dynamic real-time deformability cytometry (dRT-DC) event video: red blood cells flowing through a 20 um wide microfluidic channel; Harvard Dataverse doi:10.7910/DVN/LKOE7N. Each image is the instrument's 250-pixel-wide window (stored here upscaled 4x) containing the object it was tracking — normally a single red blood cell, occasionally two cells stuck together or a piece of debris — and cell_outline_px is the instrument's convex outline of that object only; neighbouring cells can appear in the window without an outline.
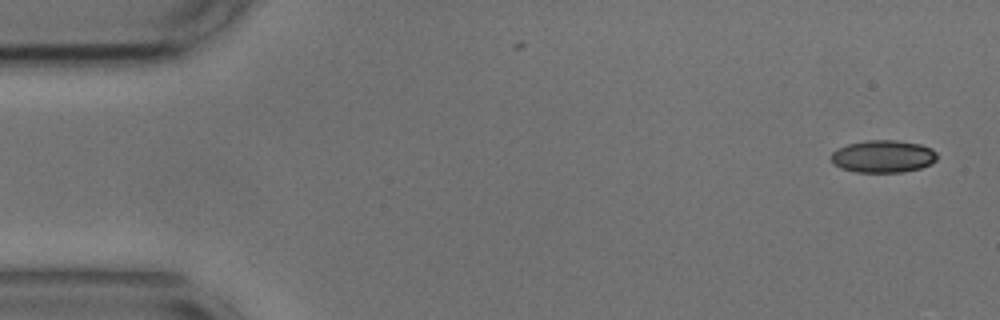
{"species": "common noctule bat (a hibernating species)", "species_latin": "Nyctalus noctula", "temperature_condition": "cold", "stored_images_in_passage": 17, "camera_frame_rate_fps": 3000, "um_per_image_px": 0.085, "animal": {"sex": "male", "body_mass_g": 17.9, "forearm_length_mm": 54.2}, "frame": {"image": 1, "passage_image": 1, "time_ms": 0.0, "image_size_px": [1000, 320], "cell_outline_px": [[936, 160], [932, 164], [920, 168], [904, 172], [856, 172], [840, 168], [832, 164], [832, 152], [836, 148], [848, 144], [868, 140], [896, 140], [920, 144], [932, 148], [936, 152]], "centroid_in_image_um": [75.06, 13.29], "position_along_channel_um": 9.9, "area_um2": 20.17}}
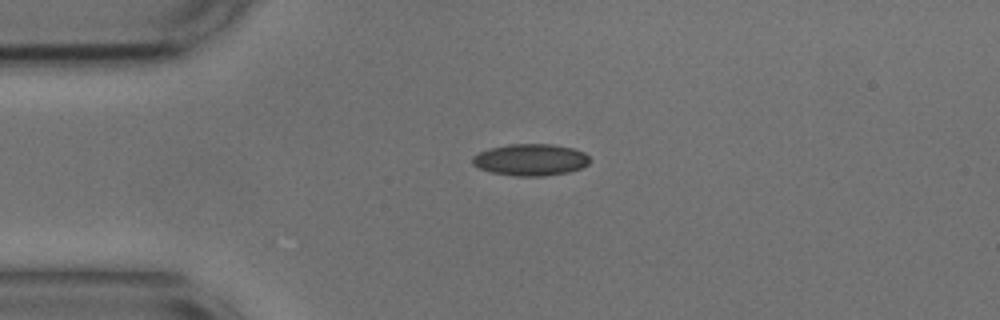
{"frame": {"image": 2, "passage_image": 11, "time_ms": 3.333, "image_size_px": [1000, 320], "cell_outline_px": [[588, 164], [580, 168], [568, 172], [544, 176], [516, 176], [492, 172], [480, 168], [472, 164], [472, 156], [488, 148], [508, 144], [552, 144], [572, 148], [584, 152], [588, 156]], "centroid_in_image_um": [45.07, 13.57], "position_along_channel_um": 39.9, "area_um2": 21.62}}